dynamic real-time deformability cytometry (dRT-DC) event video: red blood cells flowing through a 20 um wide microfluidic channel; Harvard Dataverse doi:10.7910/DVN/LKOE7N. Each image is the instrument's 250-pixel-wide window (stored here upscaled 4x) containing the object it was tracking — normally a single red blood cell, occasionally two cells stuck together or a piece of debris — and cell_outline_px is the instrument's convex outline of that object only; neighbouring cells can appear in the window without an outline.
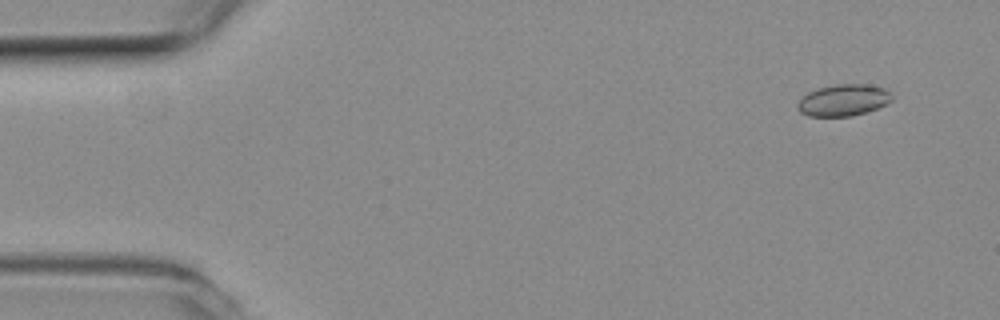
{"species": "common noctule bat (a hibernating species)", "species_latin": "Nyctalus noctula", "temperature_condition": "room temperature", "stored_images_in_passage": 6, "camera_frame_rate_fps": 3000, "um_per_image_px": 0.085, "animal": {"sex": "female", "body_mass_g": 19.3, "forearm_length_mm": 54.1}, "frame": {"image": 1, "passage_image": 2, "time_ms": 0.333, "image_size_px": [1000, 320], "cell_outline_px": [[892, 100], [888, 104], [852, 116], [808, 116], [800, 112], [796, 104], [808, 92], [820, 88], [836, 84], [868, 84], [884, 88], [892, 96]], "centroid_in_image_um": [71.69, 8.51], "position_along_channel_um": 13.3, "area_um2": 17.22}}
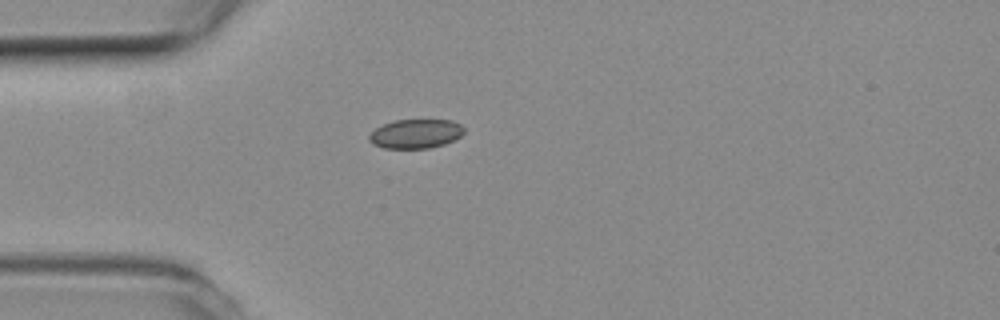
{"frame": {"image": 2, "passage_image": 5, "time_ms": 1.333, "image_size_px": [1000, 320], "cell_outline_px": [[464, 132], [460, 136], [444, 144], [428, 148], [384, 148], [372, 144], [368, 140], [368, 136], [376, 128], [384, 124], [396, 120], [452, 120], [460, 124], [464, 128]], "centroid_in_image_um": [35.32, 11.37], "position_along_channel_um": 49.7, "area_um2": 16.01}}